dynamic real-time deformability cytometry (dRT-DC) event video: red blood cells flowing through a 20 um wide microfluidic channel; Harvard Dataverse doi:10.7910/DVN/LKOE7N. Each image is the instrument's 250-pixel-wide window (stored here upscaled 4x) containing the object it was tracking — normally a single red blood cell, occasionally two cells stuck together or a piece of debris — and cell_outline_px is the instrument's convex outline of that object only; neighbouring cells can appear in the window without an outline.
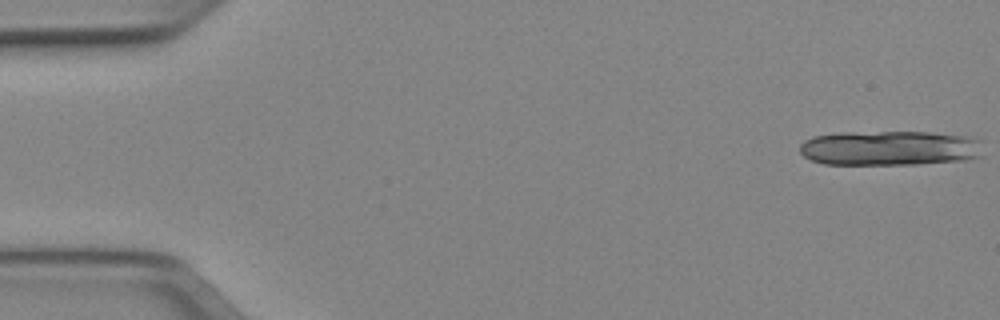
{"species": "Egyptian fruit bat (a non-hibernating species)", "species_latin": "Rousettus aegyptiacus", "temperature_condition": "cold", "stored_images_in_passage": 15, "camera_frame_rate_fps": 3000, "um_per_image_px": 0.085, "animal": {"sex": "female"}, "frame": {"image": 1, "passage_image": 1, "time_ms": 0.0, "image_size_px": [1000, 320], "cell_outline_px": [[984, 156], [964, 160], [916, 164], [824, 164], [812, 160], [804, 156], [800, 152], [800, 144], [804, 140], [812, 136], [840, 132], [928, 132], [972, 136], [976, 140]], "centroid_in_image_um": [75.6, 12.58], "position_along_channel_um": 9.4, "area_um2": 37.4}}